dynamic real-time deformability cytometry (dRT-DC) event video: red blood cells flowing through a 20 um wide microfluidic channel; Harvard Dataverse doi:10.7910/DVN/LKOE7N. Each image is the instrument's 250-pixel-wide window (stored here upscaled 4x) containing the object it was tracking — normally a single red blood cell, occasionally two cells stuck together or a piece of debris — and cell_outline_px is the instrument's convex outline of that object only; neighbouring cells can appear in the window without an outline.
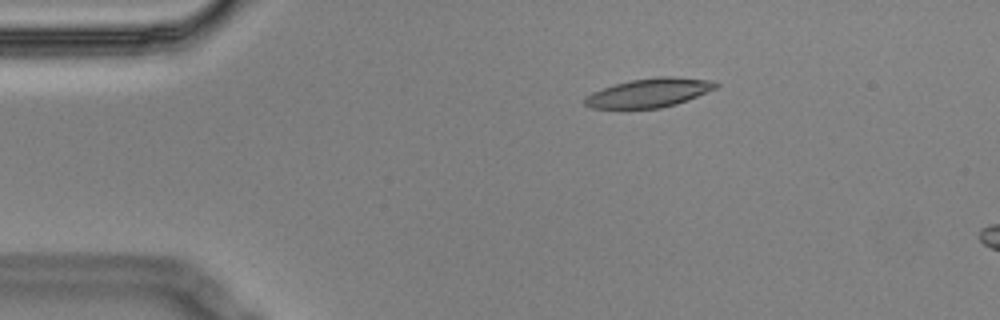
{"species": "Egyptian fruit bat (a non-hibernating species)", "species_latin": "Rousettus aegyptiacus", "temperature_condition": "cold", "stored_images_in_passage": 4, "camera_frame_rate_fps": 3000, "um_per_image_px": 0.085, "animal": {"sex": "male"}, "frame": {"image": 1, "passage_image": 2, "time_ms": 0.333, "image_size_px": [1000, 320], "cell_outline_px": [[720, 84], [716, 88], [688, 100], [676, 104], [660, 108], [592, 108], [584, 104], [584, 100], [592, 92], [616, 84], [632, 80], [656, 76], [672, 76], [716, 80]], "centroid_in_image_um": [55.25, 7.87], "position_along_channel_um": 29.7, "area_um2": 22.02}}